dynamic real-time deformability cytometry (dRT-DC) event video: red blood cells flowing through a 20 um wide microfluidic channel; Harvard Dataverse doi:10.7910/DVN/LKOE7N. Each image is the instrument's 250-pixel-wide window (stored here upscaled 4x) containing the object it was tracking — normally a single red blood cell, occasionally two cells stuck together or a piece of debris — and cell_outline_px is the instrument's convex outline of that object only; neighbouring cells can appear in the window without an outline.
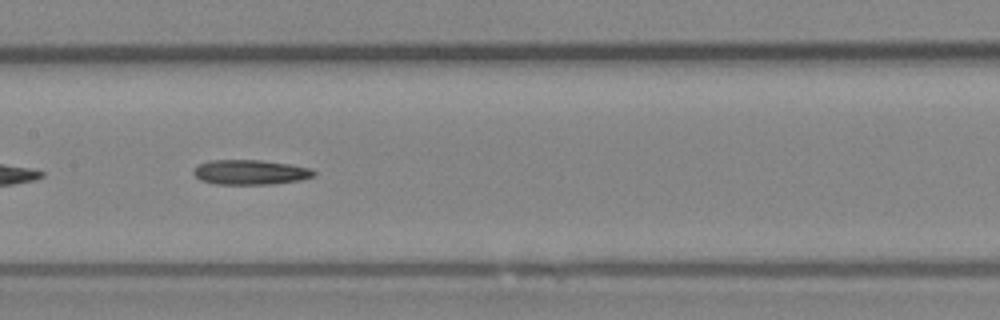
{"species": "Egyptian fruit bat (a non-hibernating species)", "species_latin": "Rousettus aegyptiacus", "temperature_condition": "room temperature", "stored_images_in_passage": 36, "camera_frame_rate_fps": 3000, "um_per_image_px": 0.085, "animal": {"sex": "female"}, "frame": {"image": 1, "passage_image": 11, "time_ms": 3.333, "image_size_px": [1000, 320], "cell_outline_px": [[316, 172], [312, 176], [300, 180], [272, 184], [216, 184], [200, 180], [192, 172], [200, 164], [208, 160], [260, 160], [288, 164], [312, 168]], "centroid_in_image_um": [21.27, 14.64], "position_along_channel_um": 186.1, "area_um2": 17.28}, "authors_computed_cell_mechanics": {"area_um2": 17.1377, "velocity_mm_per_s": 4.0574, "shape_relaxation_time_tau1_ms": 8.8275, "shape_relaxation_time_tau2_ms": 10.2463, "deformation_change_tau1": 0.1889, "deformation_change_tau2": 0.1897}}